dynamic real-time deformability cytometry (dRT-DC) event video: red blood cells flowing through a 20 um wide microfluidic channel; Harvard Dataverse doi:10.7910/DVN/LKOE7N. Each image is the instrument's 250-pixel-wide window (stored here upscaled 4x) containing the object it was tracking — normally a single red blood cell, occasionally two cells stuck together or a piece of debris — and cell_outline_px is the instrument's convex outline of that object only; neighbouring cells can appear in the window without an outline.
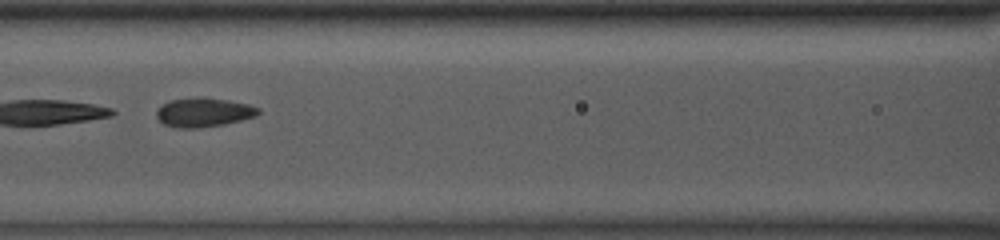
{"species": "common noctule bat (a hibernating species)", "species_latin": "Nyctalus noctula", "temperature_condition": "room temperature", "stored_images_in_passage": 34, "segment_of_instrument_passage": [2, 2], "camera_frame_rate_fps": 3000, "um_per_image_px": 0.085, "animal": {"sex": "male", "body_mass_g": 13.0, "forearm_length_mm": 53.1}, "frame": {"image": 1, "passage_image": 25, "time_ms": 8.0, "image_size_px": [1000, 240], "cell_outline_px": [[260, 112], [256, 116], [224, 124], [200, 128], [176, 128], [164, 124], [156, 116], [156, 112], [168, 100], [196, 96], [200, 96], [228, 100], [248, 104], [260, 108]], "centroid_in_image_um": [17.31, 9.54], "position_along_channel_um": 149.3, "area_um2": 17.4}}